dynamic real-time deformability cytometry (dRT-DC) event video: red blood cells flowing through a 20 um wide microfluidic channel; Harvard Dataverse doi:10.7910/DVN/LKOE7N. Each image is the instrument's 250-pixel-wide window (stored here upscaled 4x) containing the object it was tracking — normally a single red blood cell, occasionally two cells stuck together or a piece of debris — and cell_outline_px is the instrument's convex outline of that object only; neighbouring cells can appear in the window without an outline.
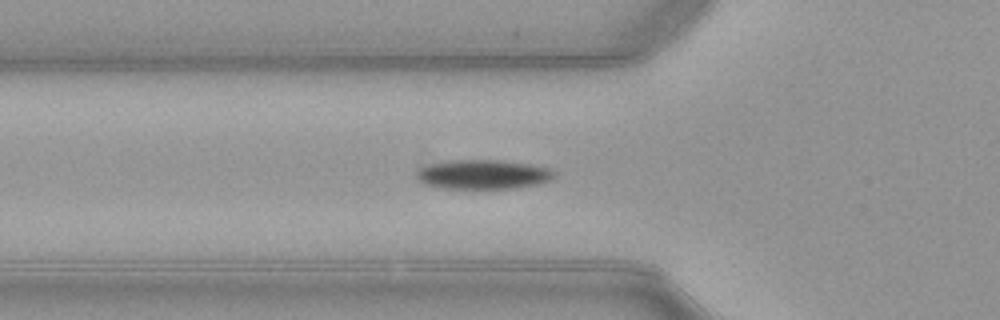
{"species": "common noctule bat (a hibernating species)", "species_latin": "Nyctalus noctula", "temperature_condition": "warm", "stored_images_in_passage": 45, "camera_frame_rate_fps": 3000, "um_per_image_px": 0.085, "animal": {"sex": "female", "body_mass_g": 21.9}, "frame": {"image": 1, "passage_image": 11, "time_ms": 3.333, "image_size_px": [1000, 320], "cell_outline_px": [[556, 176], [540, 184], [516, 188], [440, 188], [420, 184], [416, 176], [416, 172], [420, 168], [432, 164], [448, 160], [500, 160], [532, 164], [548, 168], [556, 172]], "centroid_in_image_um": [41.05, 14.83], "position_along_channel_um": 84.7, "area_um2": 23.76}}
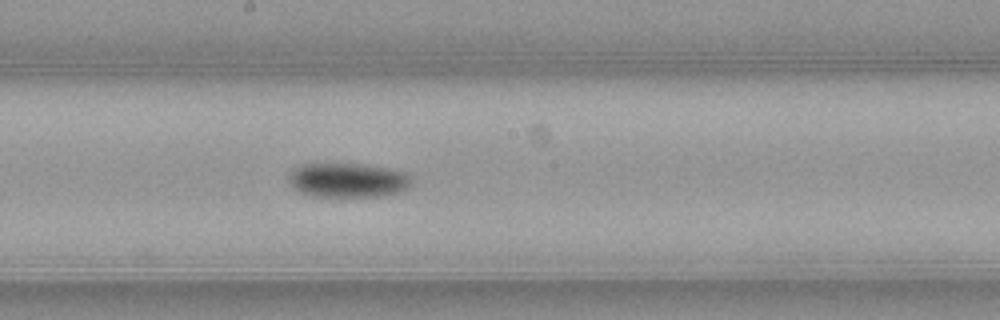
{"frame": {"image": 2, "passage_image": 21, "time_ms": 6.667, "image_size_px": [1000, 320], "cell_outline_px": [[412, 184], [408, 188], [400, 192], [380, 196], [308, 196], [292, 188], [288, 184], [288, 172], [292, 168], [300, 164], [364, 164], [392, 168], [404, 172], [412, 176]], "centroid_in_image_um": [29.54, 15.31], "position_along_channel_um": 218.7, "area_um2": 25.2}}
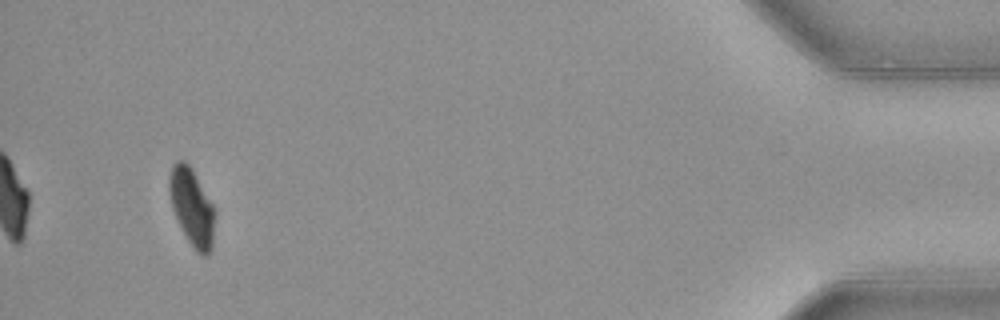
{"frame": {"image": 3, "passage_image": 42, "time_ms": 13.667, "image_size_px": [1000, 320], "cell_outline_px": [[216, 208], [212, 252], [208, 256], [200, 256], [196, 252], [188, 240], [172, 208], [168, 188], [168, 180], [172, 164], [176, 160], [184, 160], [188, 164]], "centroid_in_image_um": [16.34, 17.63], "position_along_channel_um": 418.9, "area_um2": 20.75}, "authors_computed_cell_mechanics": {"area_um2": 23.0044, "velocity_mm_per_s": 3.9787, "shape_relaxation_time_tau1_ms": 3.0891, "shape_relaxation_time_tau2_ms": null, "deformation_change_tau1": 0.1332, "deformation_change_tau2": null}}